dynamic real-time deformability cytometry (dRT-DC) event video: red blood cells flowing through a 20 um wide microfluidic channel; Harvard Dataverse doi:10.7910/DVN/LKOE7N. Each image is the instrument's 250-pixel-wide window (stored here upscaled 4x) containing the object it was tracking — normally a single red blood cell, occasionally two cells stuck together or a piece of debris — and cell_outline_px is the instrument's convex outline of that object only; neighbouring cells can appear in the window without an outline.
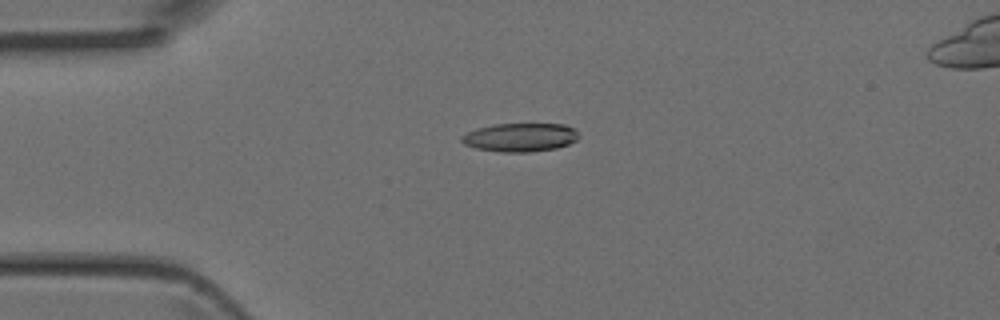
{"species": "Egyptian fruit bat (a non-hibernating species)", "species_latin": "Rousettus aegyptiacus", "temperature_condition": "room temperature", "stored_images_in_passage": 2, "camera_frame_rate_fps": 3000, "um_per_image_px": 0.085, "animal": {"sex": "female"}, "frame": {"image": 1, "passage_image": 1, "time_ms": 0.0, "image_size_px": [1000, 320], "cell_outline_px": [[580, 136], [576, 140], [568, 144], [556, 148], [528, 152], [500, 152], [476, 148], [464, 144], [460, 140], [460, 136], [468, 132], [492, 124], [564, 124], [572, 128]], "centroid_in_image_um": [44.2, 11.68], "position_along_channel_um": 40.8, "area_um2": 19.36}}